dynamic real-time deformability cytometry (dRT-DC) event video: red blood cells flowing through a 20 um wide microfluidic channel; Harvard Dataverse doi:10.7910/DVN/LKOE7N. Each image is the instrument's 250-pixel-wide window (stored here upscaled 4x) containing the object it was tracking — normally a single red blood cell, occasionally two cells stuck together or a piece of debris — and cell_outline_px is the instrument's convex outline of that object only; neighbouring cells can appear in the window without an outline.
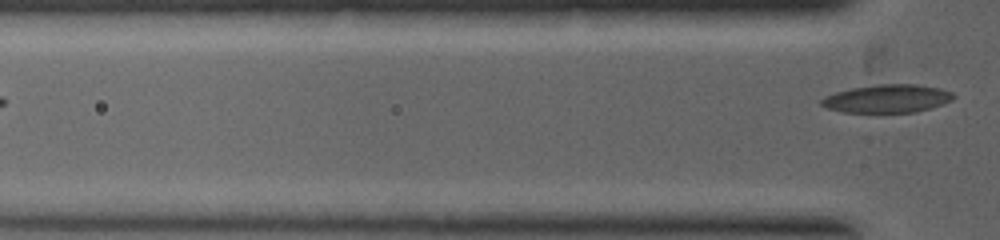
{"species": "common noctule bat (a hibernating species)", "species_latin": "Nyctalus noctula", "temperature_condition": "warm", "stored_images_in_passage": 2, "camera_frame_rate_fps": 5000, "um_per_image_px": 0.085, "animal": {"sex": "female", "body_mass_g": 19.0, "forearm_length_mm": 53.3}, "frame": {"image": 1, "passage_image": 2, "time_ms": 1.0, "image_size_px": [1000, 240], "cell_outline_px": [[956, 96], [952, 100], [932, 108], [916, 112], [840, 112], [828, 108], [820, 104], [820, 100], [824, 96], [836, 92], [852, 88], [876, 84], [916, 84], [940, 88], [952, 92]], "centroid_in_image_um": [75.42, 8.38], "position_along_channel_um": 50.4, "area_um2": 21.73}}